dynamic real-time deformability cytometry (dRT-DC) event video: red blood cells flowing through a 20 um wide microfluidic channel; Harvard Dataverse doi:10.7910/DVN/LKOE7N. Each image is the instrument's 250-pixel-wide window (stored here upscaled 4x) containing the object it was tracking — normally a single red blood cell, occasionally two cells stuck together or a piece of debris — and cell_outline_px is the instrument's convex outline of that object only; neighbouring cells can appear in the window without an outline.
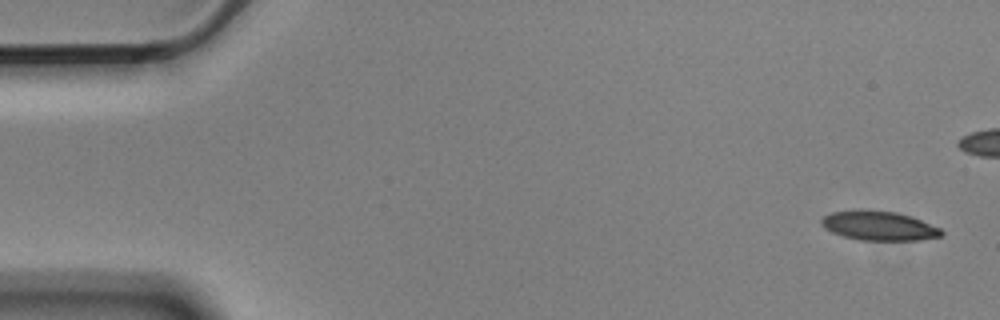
{"species": "Egyptian fruit bat (a non-hibernating species)", "species_latin": "Rousettus aegyptiacus", "temperature_condition": "cold", "stored_images_in_passage": 6, "camera_frame_rate_fps": 3000, "um_per_image_px": 0.085, "animal": {"sex": "male"}, "frame": {"image": 1, "passage_image": 1, "time_ms": 0.0, "image_size_px": [1000, 320], "cell_outline_px": [[944, 232], [940, 236], [920, 240], [860, 240], [844, 236], [832, 232], [824, 228], [820, 224], [820, 220], [824, 216], [832, 212], [896, 212], [912, 216], [940, 228]], "centroid_in_image_um": [74.74, 19.23], "position_along_channel_um": 10.3, "area_um2": 19.83}}
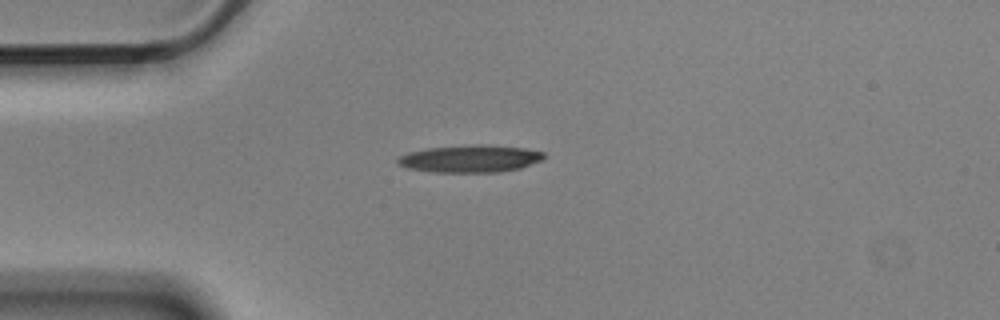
{"frame": {"image": 2, "passage_image": 6, "time_ms": 1.667, "image_size_px": [1000, 320], "cell_outline_px": [[544, 156], [540, 160], [520, 168], [500, 172], [432, 172], [408, 168], [396, 164], [396, 160], [400, 156], [408, 152], [428, 148], [476, 144], [488, 144], [524, 148], [544, 152]], "centroid_in_image_um": [39.93, 13.48], "position_along_channel_um": 45.1, "area_um2": 23.29}}